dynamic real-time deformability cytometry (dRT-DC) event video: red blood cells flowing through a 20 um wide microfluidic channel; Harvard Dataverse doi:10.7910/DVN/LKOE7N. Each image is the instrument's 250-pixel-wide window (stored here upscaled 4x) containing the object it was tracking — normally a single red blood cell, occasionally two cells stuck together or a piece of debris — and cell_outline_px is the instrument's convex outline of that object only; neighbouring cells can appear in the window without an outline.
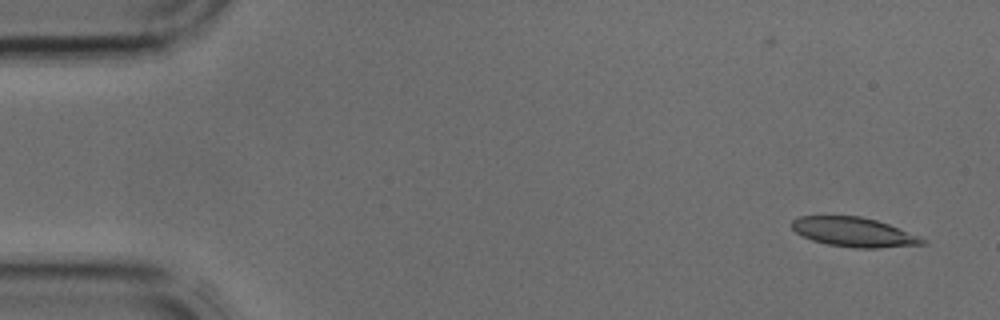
{"species": "common noctule bat (a hibernating species)", "species_latin": "Nyctalus noctula", "temperature_condition": "cold", "stored_images_in_passage": 4, "camera_frame_rate_fps": 3000, "um_per_image_px": 0.085, "animal": {"sex": "male", "body_mass_g": 17.9, "forearm_length_mm": 54.2}, "frame": {"image": 1, "passage_image": 1, "time_ms": 0.0, "image_size_px": [1000, 320], "cell_outline_px": [[928, 244], [880, 248], [852, 248], [828, 244], [812, 240], [796, 232], [792, 228], [792, 220], [800, 216], [860, 216], [876, 220], [888, 224], [920, 236], [928, 240]], "centroid_in_image_um": [72.63, 19.74], "position_along_channel_um": 12.4, "area_um2": 22.43}}
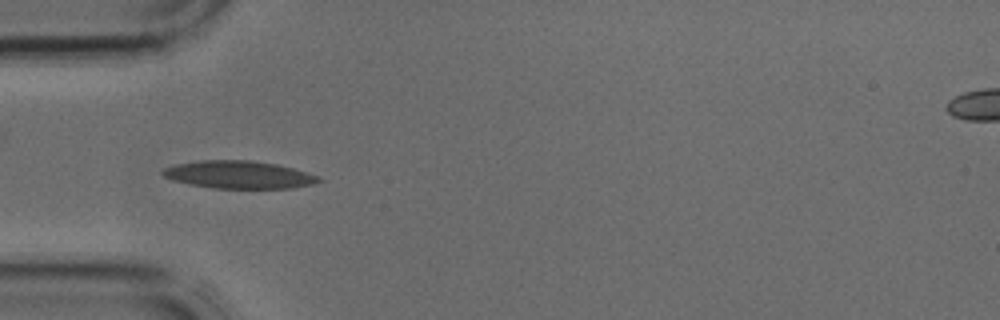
{"frame": {"image": 2, "passage_image": 3, "time_ms": 0.667, "image_size_px": [1000, 320], "cell_outline_px": [[324, 180], [312, 184], [292, 188], [216, 188], [192, 184], [172, 180], [164, 176], [160, 172], [164, 168], [176, 164], [200, 160], [252, 160], [276, 164], [292, 168], [320, 176]], "centroid_in_image_um": [20.32, 14.84], "position_along_channel_um": 64.7, "area_um2": 25.03}}